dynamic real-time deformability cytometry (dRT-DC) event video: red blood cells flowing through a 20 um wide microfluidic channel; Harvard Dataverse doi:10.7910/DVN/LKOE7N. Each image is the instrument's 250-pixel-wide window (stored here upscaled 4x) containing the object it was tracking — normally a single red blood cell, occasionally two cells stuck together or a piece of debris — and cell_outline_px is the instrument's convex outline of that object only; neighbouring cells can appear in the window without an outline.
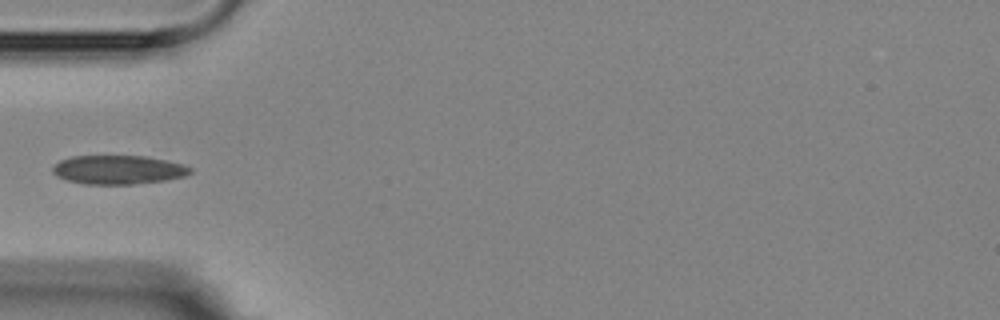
{"species": "Egyptian fruit bat (a non-hibernating species)", "species_latin": "Rousettus aegyptiacus", "temperature_condition": "room temperature", "stored_images_in_passage": 1, "camera_frame_rate_fps": 3000, "um_per_image_px": 0.085, "animal": {"sex": "female"}, "frame": {"image": 1, "passage_image": 1, "time_ms": 0.0, "image_size_px": [1000, 320], "cell_outline_px": [[192, 172], [184, 176], [164, 180], [132, 184], [84, 184], [68, 180], [56, 176], [52, 172], [52, 168], [60, 160], [72, 156], [148, 156], [184, 164], [192, 168]], "centroid_in_image_um": [10.05, 14.42], "position_along_channel_um": 74.9, "area_um2": 23.12}}